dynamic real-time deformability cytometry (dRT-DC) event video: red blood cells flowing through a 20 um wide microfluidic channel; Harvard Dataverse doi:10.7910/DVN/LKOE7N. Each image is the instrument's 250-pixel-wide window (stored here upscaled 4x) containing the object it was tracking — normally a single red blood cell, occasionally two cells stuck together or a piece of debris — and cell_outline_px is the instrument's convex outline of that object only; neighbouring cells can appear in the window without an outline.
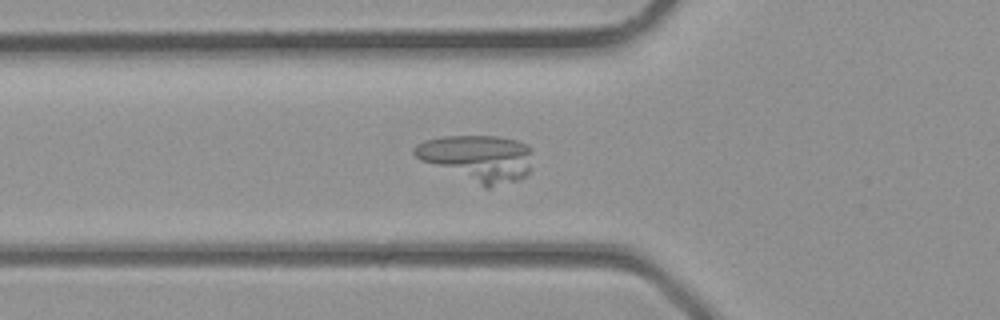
{"species": "common noctule bat (a hibernating species)", "species_latin": "Nyctalus noctula", "temperature_condition": "room temperature", "stored_images_in_passage": 39, "camera_frame_rate_fps": 3000, "um_per_image_px": 0.085, "animal": {"sex": "male", "body_mass_g": 23.1, "forearm_length_mm": 52.7}, "frame": {"image": 1, "passage_image": 14, "time_ms": 4.333, "image_size_px": [1000, 320], "cell_outline_px": [[528, 172], [520, 180], [488, 188], [484, 188], [420, 160], [412, 152], [412, 148], [416, 144], [424, 140], [444, 136], [496, 136], [516, 140], [528, 144]], "centroid_in_image_um": [40.53, 13.45], "position_along_channel_um": 85.3, "area_um2": 31.91}}
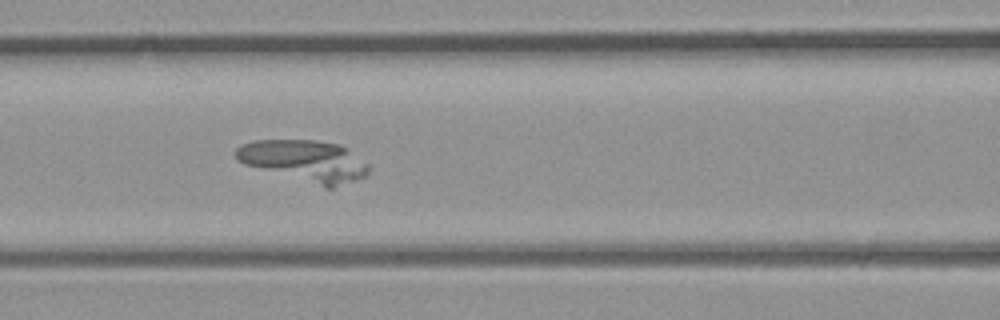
{"frame": {"image": 2, "passage_image": 17, "time_ms": 5.333, "image_size_px": [1000, 320], "cell_outline_px": [[368, 172], [364, 176], [356, 180], [332, 188], [324, 188], [244, 164], [236, 160], [236, 148], [240, 144], [256, 140], [316, 140], [340, 144], [348, 148], [368, 164]], "centroid_in_image_um": [25.89, 13.67], "position_along_channel_um": 140.7, "area_um2": 32.25}}